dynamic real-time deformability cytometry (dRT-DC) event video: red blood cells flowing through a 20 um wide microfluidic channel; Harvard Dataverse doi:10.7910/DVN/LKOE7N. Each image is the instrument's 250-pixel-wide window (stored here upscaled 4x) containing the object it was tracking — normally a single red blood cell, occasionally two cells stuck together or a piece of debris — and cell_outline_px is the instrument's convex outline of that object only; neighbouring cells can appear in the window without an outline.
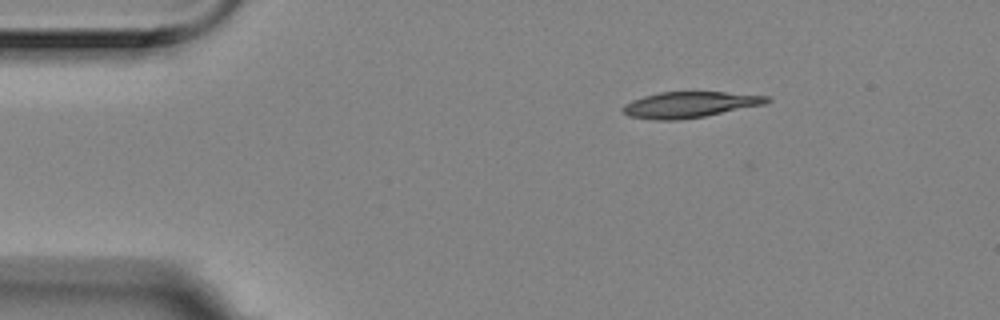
{"species": "Egyptian fruit bat (a non-hibernating species)", "species_latin": "Rousettus aegyptiacus", "temperature_condition": "room temperature", "stored_images_in_passage": 7, "camera_frame_rate_fps": 3000, "um_per_image_px": 0.085, "animal": {"sex": "female"}, "frame": {"image": 1, "passage_image": 7, "time_ms": 2.0, "image_size_px": [1000, 320], "cell_outline_px": [[772, 100], [764, 104], [704, 116], [676, 120], [652, 120], [628, 116], [620, 108], [624, 104], [632, 100], [644, 96], [660, 92], [724, 92], [772, 96]], "centroid_in_image_um": [58.61, 8.89], "position_along_channel_um": 26.4, "area_um2": 21.73}}